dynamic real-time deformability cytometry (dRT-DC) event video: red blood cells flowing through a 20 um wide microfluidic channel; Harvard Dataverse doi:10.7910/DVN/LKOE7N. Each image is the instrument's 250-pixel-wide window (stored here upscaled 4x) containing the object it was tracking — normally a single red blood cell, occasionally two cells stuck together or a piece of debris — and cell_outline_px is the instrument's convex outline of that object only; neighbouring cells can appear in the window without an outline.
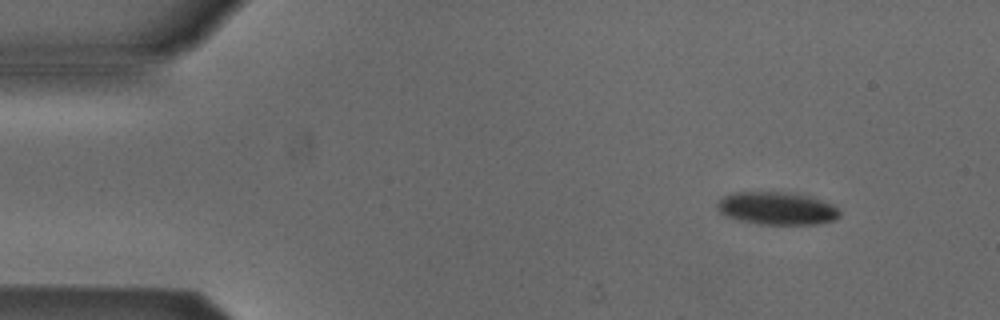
{"species": "Egyptian fruit bat (a non-hibernating species)", "species_latin": "Rousettus aegyptiacus", "temperature_condition": "cold", "stored_images_in_passage": 3, "camera_frame_rate_fps": 3000, "um_per_image_px": 0.085, "animal": {"sex": "male"}, "frame": {"image": 1, "passage_image": 1, "time_ms": 0.0, "image_size_px": [1000, 320], "cell_outline_px": [[840, 216], [836, 220], [816, 224], [756, 224], [724, 216], [716, 208], [716, 204], [724, 196], [732, 192], [788, 192], [808, 196], [836, 204], [840, 208]], "centroid_in_image_um": [66.07, 17.71], "position_along_channel_um": 18.9, "area_um2": 23.7}}